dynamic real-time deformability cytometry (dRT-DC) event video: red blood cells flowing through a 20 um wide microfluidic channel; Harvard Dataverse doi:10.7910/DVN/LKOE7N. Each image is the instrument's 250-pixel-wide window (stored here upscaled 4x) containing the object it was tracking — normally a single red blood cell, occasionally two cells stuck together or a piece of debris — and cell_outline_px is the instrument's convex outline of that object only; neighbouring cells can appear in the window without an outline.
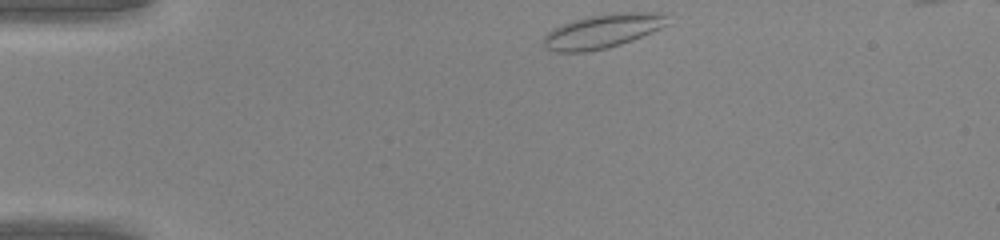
{"species": "common noctule bat (a hibernating species)", "species_latin": "Nyctalus noctula", "temperature_condition": "warm", "stored_images_in_passage": 35, "camera_frame_rate_fps": 3000, "um_per_image_px": 0.085, "animal": {"sex": "male", "body_mass_g": 20.0, "forearm_length_mm": 53.3}, "frame": {"image": 1, "passage_image": 1, "time_ms": 0.0, "image_size_px": [1000, 240], "cell_outline_px": [[668, 24], [660, 28], [632, 40], [608, 48], [584, 52], [552, 52], [544, 48], [544, 36], [552, 28], [572, 20], [612, 12], [664, 12], [668, 16]], "centroid_in_image_um": [51.21, 2.64], "position_along_channel_um": 33.8, "area_um2": 24.74}}
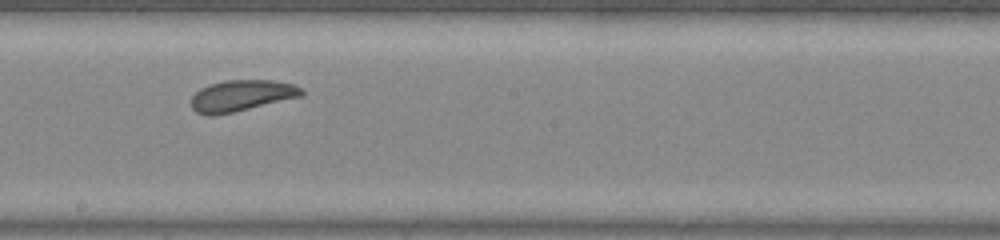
{"frame": {"image": 2, "passage_image": 18, "time_ms": 5.667, "image_size_px": [1000, 240], "cell_outline_px": [[304, 96], [232, 112], [212, 116], [208, 116], [196, 112], [192, 108], [192, 96], [200, 88], [208, 84], [224, 80], [272, 80], [292, 84], [300, 88], [304, 92]], "centroid_in_image_um": [20.51, 8.12], "position_along_channel_um": 227.7, "area_um2": 20.06}}
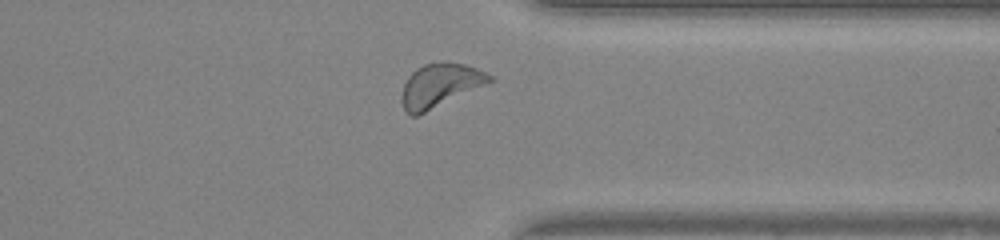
{"frame": {"image": 3, "passage_image": 28, "time_ms": 9.0, "image_size_px": [1000, 240], "cell_outline_px": [[492, 80], [416, 116], [412, 116], [404, 108], [400, 100], [400, 96], [404, 84], [408, 76], [416, 68], [424, 64], [464, 64], [476, 68], [492, 76]], "centroid_in_image_um": [37.31, 7.27], "position_along_channel_um": 374.1, "area_um2": 21.21}}